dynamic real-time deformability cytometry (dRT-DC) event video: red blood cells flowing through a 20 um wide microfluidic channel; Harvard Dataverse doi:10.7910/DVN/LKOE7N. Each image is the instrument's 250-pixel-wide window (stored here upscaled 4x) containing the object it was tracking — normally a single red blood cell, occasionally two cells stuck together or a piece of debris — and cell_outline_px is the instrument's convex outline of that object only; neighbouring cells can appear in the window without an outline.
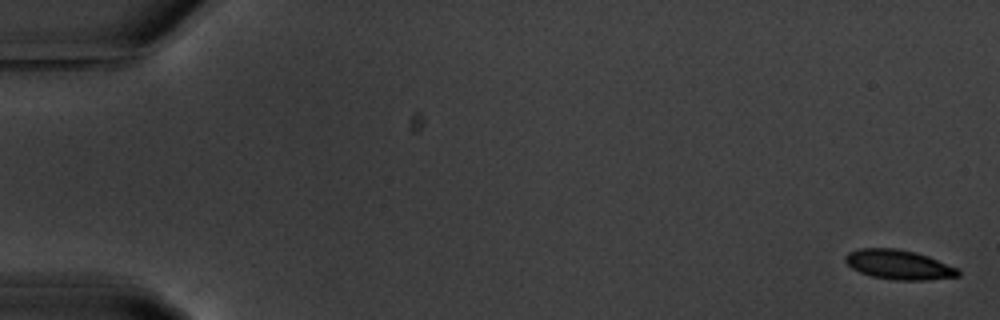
{"species": "common noctule bat (a hibernating species)", "species_latin": "Nyctalus noctula", "temperature_condition": "warm", "stored_images_in_passage": 6, "segment_of_instrument_passage": [1, 2], "camera_frame_rate_fps": 3000, "um_per_image_px": 0.085, "animal": {"sex": "male", "body_mass_g": 20.1, "forearm_length_mm": 53.5}, "frame": {"image": 1, "passage_image": 1, "time_ms": 0.0, "image_size_px": [1000, 320], "cell_outline_px": [[960, 276], [924, 280], [896, 280], [872, 276], [860, 272], [852, 268], [844, 260], [844, 256], [848, 252], [860, 248], [896, 248], [916, 252], [928, 256], [960, 268]], "centroid_in_image_um": [76.42, 22.49], "position_along_channel_um": 8.6, "area_um2": 19.54}}
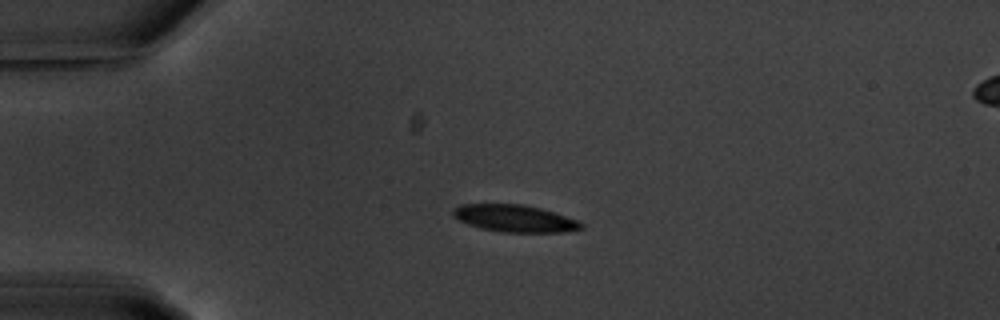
{"frame": {"image": 2, "passage_image": 4, "time_ms": 4.333, "image_size_px": [1000, 320], "cell_outline_px": [[584, 228], [564, 232], [504, 232], [480, 228], [468, 224], [452, 216], [452, 208], [460, 204], [520, 204], [540, 208], [576, 220], [584, 224]], "centroid_in_image_um": [43.7, 18.56], "position_along_channel_um": 41.3, "area_um2": 20.11}}